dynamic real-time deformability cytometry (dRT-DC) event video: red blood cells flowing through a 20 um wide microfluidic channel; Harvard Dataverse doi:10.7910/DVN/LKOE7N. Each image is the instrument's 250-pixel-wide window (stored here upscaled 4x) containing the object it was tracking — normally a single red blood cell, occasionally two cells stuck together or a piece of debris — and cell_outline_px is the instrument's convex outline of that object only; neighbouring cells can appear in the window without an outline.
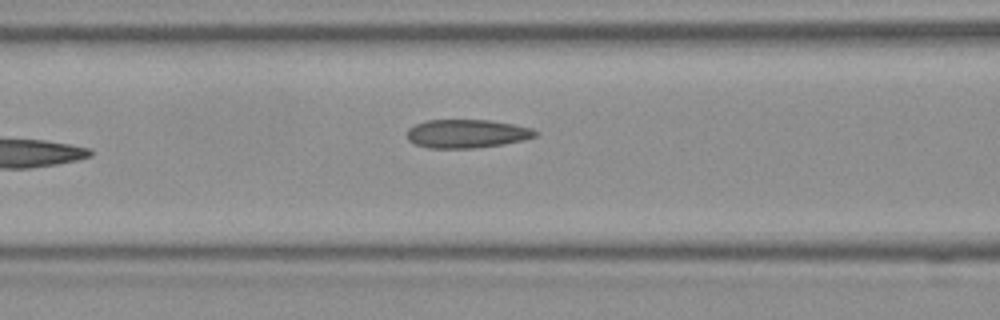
{"species": "Egyptian fruit bat (a non-hibernating species)", "species_latin": "Rousettus aegyptiacus", "temperature_condition": "room temperature", "stored_images_in_passage": 4, "camera_frame_rate_fps": 3000, "um_per_image_px": 0.085, "frame": {"image": 1, "passage_image": 4, "time_ms": 1.0, "image_size_px": [1000, 320], "cell_outline_px": [[540, 132], [536, 136], [524, 140], [504, 144], [476, 148], [428, 148], [412, 144], [408, 140], [404, 132], [408, 128], [416, 124], [428, 120], [492, 120], [532, 128]], "centroid_in_image_um": [39.65, 11.37], "position_along_channel_um": 126.9, "area_um2": 21.68}}